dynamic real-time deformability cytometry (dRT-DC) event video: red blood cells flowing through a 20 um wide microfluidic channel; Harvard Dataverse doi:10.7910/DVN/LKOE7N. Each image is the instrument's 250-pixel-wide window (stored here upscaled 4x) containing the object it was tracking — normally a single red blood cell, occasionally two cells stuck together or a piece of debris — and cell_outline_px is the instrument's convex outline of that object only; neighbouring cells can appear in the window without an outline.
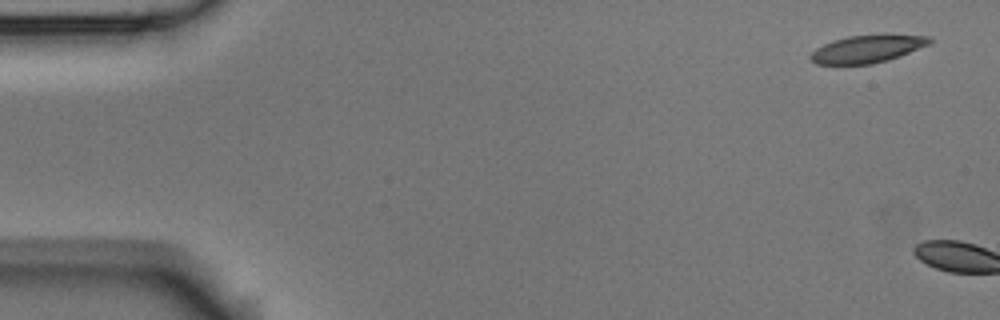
{"species": "Egyptian fruit bat (a non-hibernating species)", "species_latin": "Rousettus aegyptiacus", "temperature_condition": "room temperature", "stored_images_in_passage": 4, "camera_frame_rate_fps": 3000, "um_per_image_px": 0.085, "animal": {"sex": "male"}, "frame": {"image": 1, "passage_image": 1, "time_ms": 0.0, "image_size_px": [1000, 320], "cell_outline_px": [[932, 44], [900, 56], [888, 60], [872, 64], [816, 64], [808, 56], [816, 48], [832, 40], [848, 36], [884, 32], [928, 36], [932, 40]], "centroid_in_image_um": [73.79, 4.11], "position_along_channel_um": 11.2, "area_um2": 19.88}}